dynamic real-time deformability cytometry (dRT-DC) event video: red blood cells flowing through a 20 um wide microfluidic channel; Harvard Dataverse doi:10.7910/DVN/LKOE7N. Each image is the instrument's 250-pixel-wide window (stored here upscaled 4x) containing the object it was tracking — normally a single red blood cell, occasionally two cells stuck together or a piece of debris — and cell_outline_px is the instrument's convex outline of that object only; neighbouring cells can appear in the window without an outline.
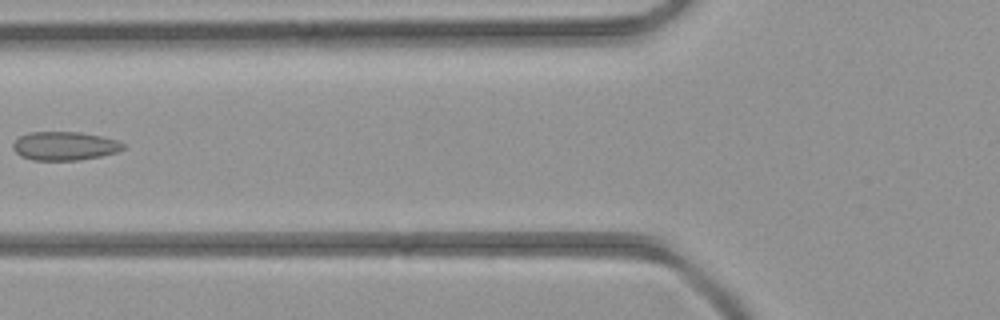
{"species": "common noctule bat (a hibernating species)", "species_latin": "Nyctalus noctula", "temperature_condition": "room temperature", "stored_images_in_passage": 2, "camera_frame_rate_fps": 3000, "um_per_image_px": 0.085, "animal": {"sex": "female", "body_mass_g": 21.9}, "frame": {"image": 1, "passage_image": 2, "time_ms": 1.0, "image_size_px": [1000, 320], "cell_outline_px": [[124, 148], [116, 152], [100, 156], [80, 160], [32, 160], [20, 156], [12, 148], [12, 144], [20, 136], [28, 132], [76, 132], [100, 136], [116, 140], [124, 144]], "centroid_in_image_um": [5.45, 12.41], "position_along_channel_um": 120.4, "area_um2": 18.26}}